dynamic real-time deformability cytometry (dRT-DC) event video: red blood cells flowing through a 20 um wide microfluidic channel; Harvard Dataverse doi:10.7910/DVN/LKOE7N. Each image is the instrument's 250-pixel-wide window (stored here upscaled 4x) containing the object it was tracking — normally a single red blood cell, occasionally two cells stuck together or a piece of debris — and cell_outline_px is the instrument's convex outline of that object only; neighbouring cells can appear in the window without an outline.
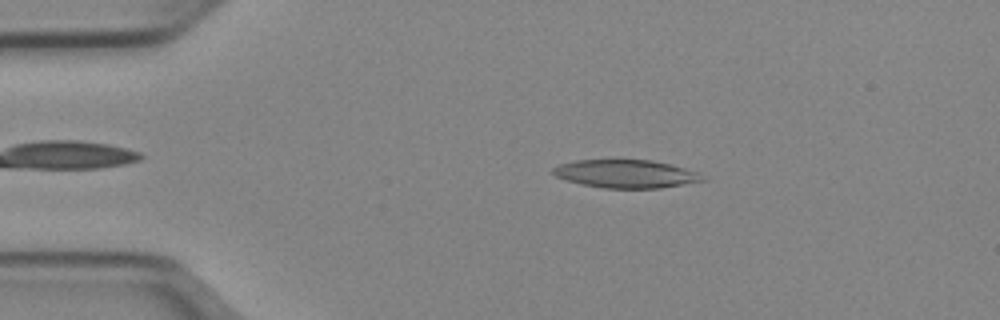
{"species": "Egyptian fruit bat (a non-hibernating species)", "species_latin": "Rousettus aegyptiacus", "temperature_condition": "cold", "stored_images_in_passage": 50, "camera_frame_rate_fps": 3000, "um_per_image_px": 0.085, "animal": {"sex": "female"}, "frame": {"image": 1, "passage_image": 9, "time_ms": 2.667, "image_size_px": [1000, 320], "cell_outline_px": [[708, 180], [660, 188], [604, 188], [580, 184], [556, 176], [552, 172], [552, 168], [560, 164], [576, 160], [652, 160], [672, 164], [696, 172]], "centroid_in_image_um": [53.2, 14.77], "position_along_channel_um": 31.8, "area_um2": 24.39}}
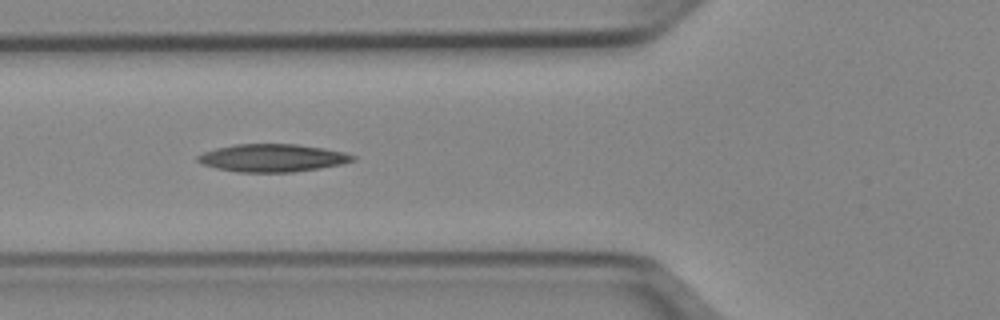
{"frame": {"image": 2, "passage_image": 18, "time_ms": 5.667, "image_size_px": [1000, 320], "cell_outline_px": [[356, 160], [340, 164], [320, 168], [292, 172], [236, 172], [216, 168], [204, 164], [196, 160], [196, 156], [204, 152], [216, 148], [236, 144], [296, 144], [324, 148], [344, 152], [356, 156]], "centroid_in_image_um": [23.16, 13.42], "position_along_channel_um": 102.6, "area_um2": 25.03}}
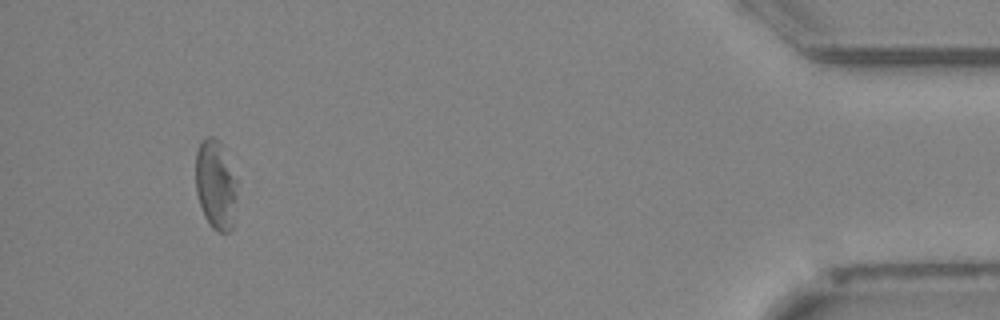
{"frame": {"image": 3, "passage_image": 47, "time_ms": 15.333, "image_size_px": [1000, 320], "cell_outline_px": [[236, 184], [232, 228], [228, 232], [220, 232], [212, 228], [204, 216], [196, 192], [196, 152], [200, 140], [208, 136], [212, 136], [220, 140], [236, 180]], "centroid_in_image_um": [18.3, 15.66], "position_along_channel_um": 416.9, "area_um2": 21.33}, "authors_computed_cell_mechanics": {"area_um2": 24.3049, "velocity_mm_per_s": 3.9442, "shape_relaxation_time_tau1_ms": 10.8397, "shape_relaxation_time_tau2_ms": null, "deformation_change_tau1": 0.2424, "deformation_change_tau2": null}}